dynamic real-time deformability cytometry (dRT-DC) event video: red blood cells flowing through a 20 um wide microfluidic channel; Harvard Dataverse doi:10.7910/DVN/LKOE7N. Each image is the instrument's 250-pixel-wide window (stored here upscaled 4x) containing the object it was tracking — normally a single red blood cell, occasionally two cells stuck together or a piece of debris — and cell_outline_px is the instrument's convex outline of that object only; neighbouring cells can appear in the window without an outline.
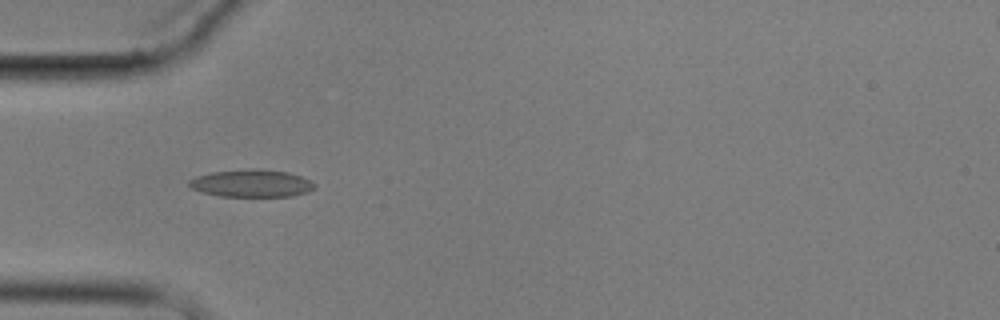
{"species": "common noctule bat (a hibernating species)", "species_latin": "Nyctalus noctula", "temperature_condition": "cold", "stored_images_in_passage": 5, "camera_frame_rate_fps": 3000, "um_per_image_px": 0.085, "animal": {"sex": "male", "body_mass_g": 17.9}, "frame": {"image": 1, "passage_image": 5, "time_ms": 5.333, "image_size_px": [1000, 320], "cell_outline_px": [[316, 188], [308, 192], [292, 196], [220, 196], [204, 192], [192, 188], [188, 184], [188, 180], [196, 176], [212, 172], [248, 168], [260, 168], [288, 172], [312, 180], [316, 184]], "centroid_in_image_um": [21.43, 15.57], "position_along_channel_um": 63.6, "area_um2": 20.29}}